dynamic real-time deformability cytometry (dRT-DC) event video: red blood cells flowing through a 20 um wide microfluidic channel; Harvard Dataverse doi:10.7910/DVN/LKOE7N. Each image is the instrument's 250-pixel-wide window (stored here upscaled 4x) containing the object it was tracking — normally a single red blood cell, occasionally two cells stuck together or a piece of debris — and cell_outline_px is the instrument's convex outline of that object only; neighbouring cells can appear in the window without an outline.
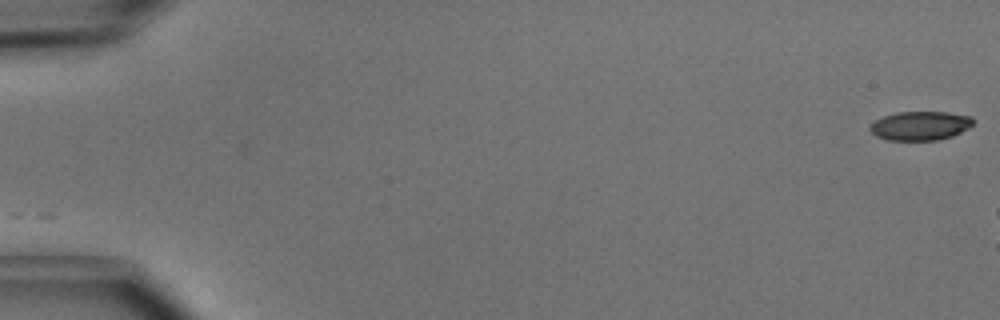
{"species": "common noctule bat (a hibernating species)", "species_latin": "Nyctalus noctula", "temperature_condition": "cold", "stored_images_in_passage": 9, "camera_frame_rate_fps": 3000, "um_per_image_px": 0.085, "animal": {"sex": "male", "body_mass_g": 15.6}, "frame": {"image": 1, "passage_image": 1, "time_ms": 0.0, "image_size_px": [1000, 320], "cell_outline_px": [[972, 124], [968, 128], [952, 136], [940, 140], [888, 140], [876, 136], [868, 128], [876, 120], [884, 116], [896, 112], [948, 112], [972, 116]], "centroid_in_image_um": [78.22, 10.69], "position_along_channel_um": 6.8, "area_um2": 17.34}}